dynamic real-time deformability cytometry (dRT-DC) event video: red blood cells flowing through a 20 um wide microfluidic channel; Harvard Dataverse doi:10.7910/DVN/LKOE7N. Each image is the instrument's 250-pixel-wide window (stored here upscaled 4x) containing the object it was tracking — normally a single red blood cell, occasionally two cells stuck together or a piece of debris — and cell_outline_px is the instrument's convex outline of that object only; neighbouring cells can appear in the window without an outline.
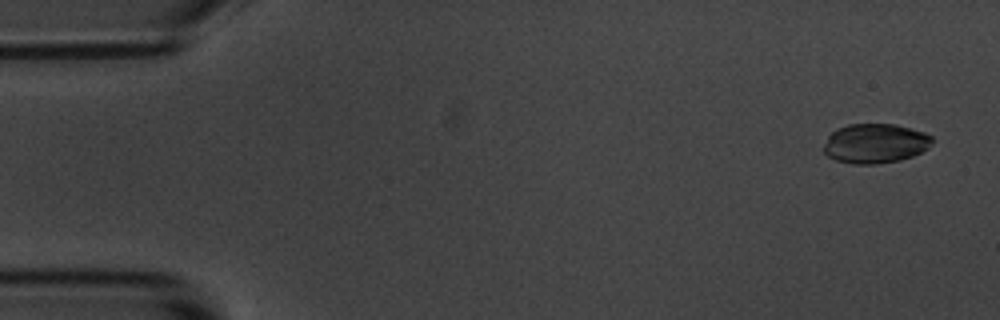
{"species": "common noctule bat (a hibernating species)", "species_latin": "Nyctalus noctula", "temperature_condition": "room temperature", "stored_images_in_passage": 55, "camera_frame_rate_fps": 3000, "um_per_image_px": 0.085, "animal": {"sex": "male", "body_mass_g": 20.1, "forearm_length_mm": 53.5}, "frame": {"image": 1, "passage_image": 3, "time_ms": 0.667, "image_size_px": [1000, 320], "cell_outline_px": [[932, 144], [928, 148], [912, 156], [900, 160], [876, 164], [852, 164], [836, 160], [828, 156], [824, 152], [824, 144], [828, 136], [836, 128], [848, 124], [896, 124], [924, 132], [932, 136]], "centroid_in_image_um": [74.38, 12.19], "position_along_channel_um": 10.6, "area_um2": 25.09}}
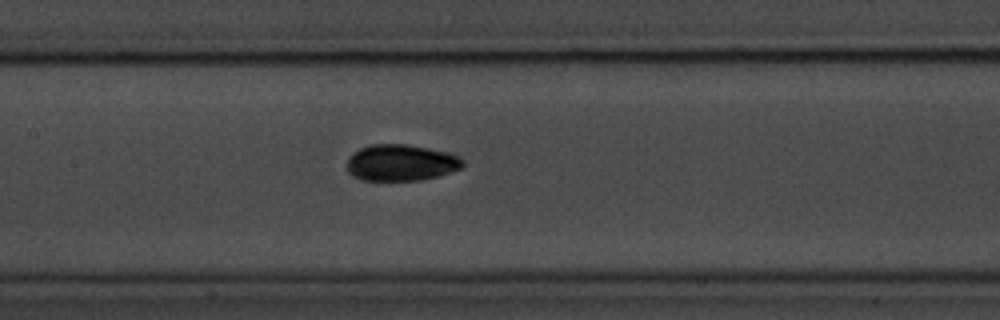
{"frame": {"image": 2, "passage_image": 26, "time_ms": 8.333, "image_size_px": [1000, 320], "cell_outline_px": [[464, 164], [460, 168], [436, 176], [420, 180], [360, 180], [352, 176], [348, 172], [348, 156], [360, 148], [372, 144], [404, 144], [428, 148], [448, 152], [464, 160]], "centroid_in_image_um": [34.04, 13.82], "position_along_channel_um": 173.4, "area_um2": 24.39}}
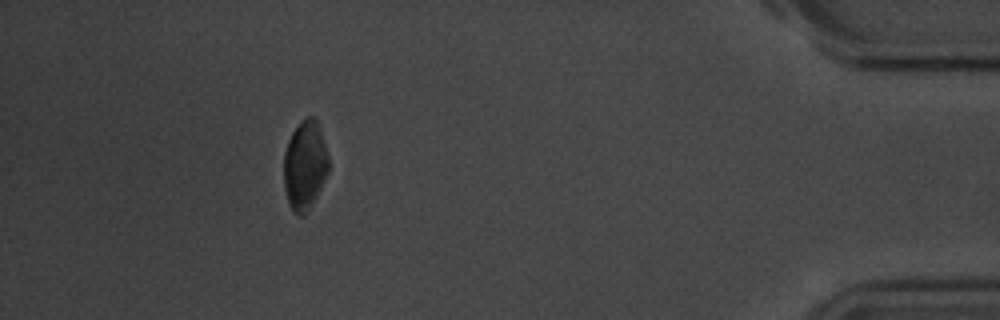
{"frame": {"image": 3, "passage_image": 50, "time_ms": 16.333, "image_size_px": [1000, 320], "cell_outline_px": [[328, 172], [308, 212], [304, 216], [300, 216], [288, 204], [284, 188], [284, 152], [288, 140], [292, 132], [308, 116], [312, 116], [316, 120], [328, 156]], "centroid_in_image_um": [25.89, 14.09], "position_along_channel_um": 409.3, "area_um2": 22.83}, "authors_computed_cell_mechanics": {"area_um2": 24.4494, "velocity_mm_per_s": 3.6642, "shape_relaxation_time_tau1_ms": 2.1472, "shape_relaxation_time_tau2_ms": 5.3683, "deformation_change_tau1": 0.0785, "deformation_change_tau2": 0.08}}